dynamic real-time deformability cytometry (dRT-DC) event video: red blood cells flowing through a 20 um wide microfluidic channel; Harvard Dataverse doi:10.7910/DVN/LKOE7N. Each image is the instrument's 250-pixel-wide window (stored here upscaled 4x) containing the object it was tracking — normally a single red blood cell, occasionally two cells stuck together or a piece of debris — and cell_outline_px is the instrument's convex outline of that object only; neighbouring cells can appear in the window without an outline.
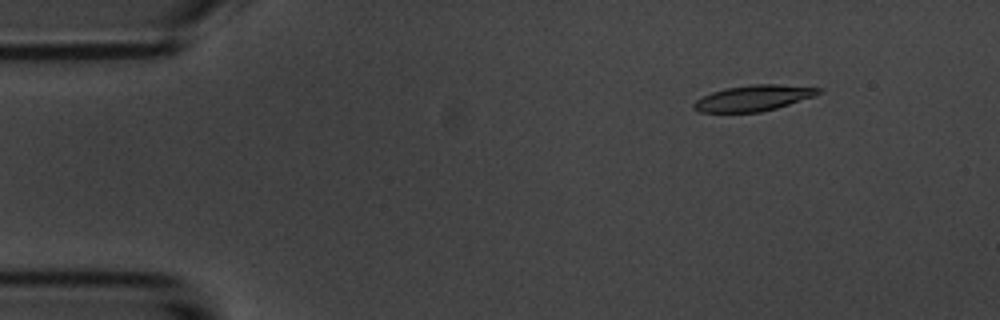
{"species": "common noctule bat (a hibernating species)", "species_latin": "Nyctalus noctula", "temperature_condition": "room temperature", "stored_images_in_passage": 5, "camera_frame_rate_fps": 3000, "um_per_image_px": 0.085, "animal": {"sex": "male", "body_mass_g": 20.1, "forearm_length_mm": 53.5}, "frame": {"image": 1, "passage_image": 2, "time_ms": 1.0, "image_size_px": [1000, 320], "cell_outline_px": [[824, 88], [816, 96], [776, 108], [760, 112], [700, 112], [692, 108], [692, 104], [696, 100], [712, 92], [724, 88], [752, 84], [776, 84]], "centroid_in_image_um": [64.05, 8.33], "position_along_channel_um": 20.9, "area_um2": 18.79}}
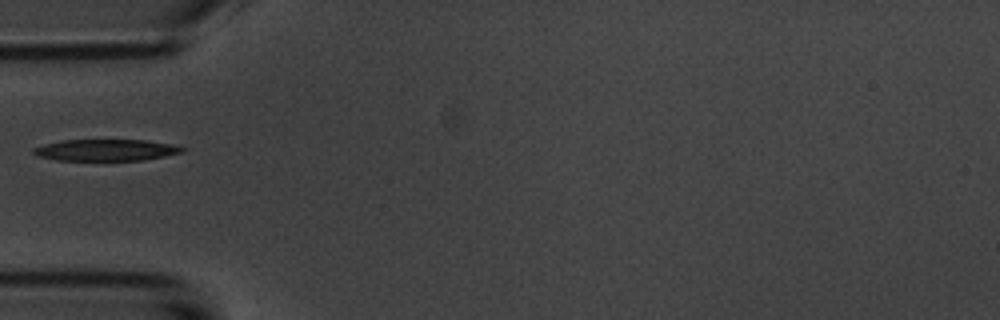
{"frame": {"image": 2, "passage_image": 5, "time_ms": 4.667, "image_size_px": [1000, 320], "cell_outline_px": [[188, 148], [184, 152], [144, 160], [60, 160], [36, 156], [32, 152], [32, 148], [44, 144], [64, 140], [144, 140], [172, 144]], "centroid_in_image_um": [9.02, 12.75], "position_along_channel_um": 76.0, "area_um2": 18.67}}